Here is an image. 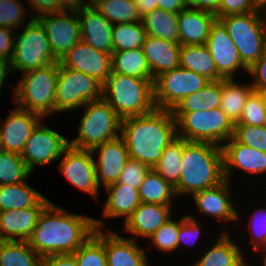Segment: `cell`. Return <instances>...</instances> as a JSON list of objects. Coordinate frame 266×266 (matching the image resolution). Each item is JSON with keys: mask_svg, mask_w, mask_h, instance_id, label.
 <instances>
[{"mask_svg": "<svg viewBox=\"0 0 266 266\" xmlns=\"http://www.w3.org/2000/svg\"><path fill=\"white\" fill-rule=\"evenodd\" d=\"M173 117L176 120L177 136L190 142H208L222 146L221 142L228 141L234 134L235 124L220 107L173 113Z\"/></svg>", "mask_w": 266, "mask_h": 266, "instance_id": "8992f818", "label": "cell"}, {"mask_svg": "<svg viewBox=\"0 0 266 266\" xmlns=\"http://www.w3.org/2000/svg\"><path fill=\"white\" fill-rule=\"evenodd\" d=\"M171 207L141 202L124 222V229L135 236L149 239L161 225L170 219Z\"/></svg>", "mask_w": 266, "mask_h": 266, "instance_id": "d4e9b609", "label": "cell"}, {"mask_svg": "<svg viewBox=\"0 0 266 266\" xmlns=\"http://www.w3.org/2000/svg\"><path fill=\"white\" fill-rule=\"evenodd\" d=\"M263 252H264V253H263V254H264V255H263V256H264V258H263V266H266V253H265V252H266V249L263 250Z\"/></svg>", "mask_w": 266, "mask_h": 266, "instance_id": "003e7915", "label": "cell"}, {"mask_svg": "<svg viewBox=\"0 0 266 266\" xmlns=\"http://www.w3.org/2000/svg\"><path fill=\"white\" fill-rule=\"evenodd\" d=\"M41 118L43 117L39 114L17 107L10 112L5 122L0 120L3 123L0 124V134L4 150L21 155L24 145Z\"/></svg>", "mask_w": 266, "mask_h": 266, "instance_id": "e0dca14e", "label": "cell"}, {"mask_svg": "<svg viewBox=\"0 0 266 266\" xmlns=\"http://www.w3.org/2000/svg\"><path fill=\"white\" fill-rule=\"evenodd\" d=\"M188 141L182 137L176 136L163 150V153L152 168L165 181L169 182L175 187L180 179L181 174V160L184 145Z\"/></svg>", "mask_w": 266, "mask_h": 266, "instance_id": "e575fe53", "label": "cell"}, {"mask_svg": "<svg viewBox=\"0 0 266 266\" xmlns=\"http://www.w3.org/2000/svg\"><path fill=\"white\" fill-rule=\"evenodd\" d=\"M89 6H94L97 3V0H88Z\"/></svg>", "mask_w": 266, "mask_h": 266, "instance_id": "03108f58", "label": "cell"}, {"mask_svg": "<svg viewBox=\"0 0 266 266\" xmlns=\"http://www.w3.org/2000/svg\"><path fill=\"white\" fill-rule=\"evenodd\" d=\"M14 44V54L10 60L12 70L24 73L58 62L43 27L36 19H31L21 34L14 35Z\"/></svg>", "mask_w": 266, "mask_h": 266, "instance_id": "9c48e42d", "label": "cell"}, {"mask_svg": "<svg viewBox=\"0 0 266 266\" xmlns=\"http://www.w3.org/2000/svg\"><path fill=\"white\" fill-rule=\"evenodd\" d=\"M146 36L142 21L114 24L112 28L113 52L142 48Z\"/></svg>", "mask_w": 266, "mask_h": 266, "instance_id": "74e56055", "label": "cell"}, {"mask_svg": "<svg viewBox=\"0 0 266 266\" xmlns=\"http://www.w3.org/2000/svg\"><path fill=\"white\" fill-rule=\"evenodd\" d=\"M81 41L96 50L112 54L113 25L93 6L77 11Z\"/></svg>", "mask_w": 266, "mask_h": 266, "instance_id": "ffe728a7", "label": "cell"}, {"mask_svg": "<svg viewBox=\"0 0 266 266\" xmlns=\"http://www.w3.org/2000/svg\"><path fill=\"white\" fill-rule=\"evenodd\" d=\"M254 214V215H253ZM251 216V220L248 223L251 233V241L253 249L265 250L266 249V209L259 208ZM259 214V215H258ZM261 214V215H260ZM262 219V220H261ZM264 247V248H263Z\"/></svg>", "mask_w": 266, "mask_h": 266, "instance_id": "7dc6e473", "label": "cell"}, {"mask_svg": "<svg viewBox=\"0 0 266 266\" xmlns=\"http://www.w3.org/2000/svg\"><path fill=\"white\" fill-rule=\"evenodd\" d=\"M102 97L122 120L156 109L153 79L111 73L103 84Z\"/></svg>", "mask_w": 266, "mask_h": 266, "instance_id": "277c9868", "label": "cell"}, {"mask_svg": "<svg viewBox=\"0 0 266 266\" xmlns=\"http://www.w3.org/2000/svg\"><path fill=\"white\" fill-rule=\"evenodd\" d=\"M103 85L94 77L64 67L59 62L55 91V113L78 109L90 101L102 98Z\"/></svg>", "mask_w": 266, "mask_h": 266, "instance_id": "30bf717a", "label": "cell"}, {"mask_svg": "<svg viewBox=\"0 0 266 266\" xmlns=\"http://www.w3.org/2000/svg\"><path fill=\"white\" fill-rule=\"evenodd\" d=\"M63 11H79L89 6L88 0H58Z\"/></svg>", "mask_w": 266, "mask_h": 266, "instance_id": "9f6ffc18", "label": "cell"}, {"mask_svg": "<svg viewBox=\"0 0 266 266\" xmlns=\"http://www.w3.org/2000/svg\"><path fill=\"white\" fill-rule=\"evenodd\" d=\"M158 8L173 13H179L180 11L187 8L184 0H157Z\"/></svg>", "mask_w": 266, "mask_h": 266, "instance_id": "11a10c76", "label": "cell"}, {"mask_svg": "<svg viewBox=\"0 0 266 266\" xmlns=\"http://www.w3.org/2000/svg\"><path fill=\"white\" fill-rule=\"evenodd\" d=\"M266 106L259 92L253 91L246 100L242 115L235 125H264Z\"/></svg>", "mask_w": 266, "mask_h": 266, "instance_id": "b9f144b4", "label": "cell"}, {"mask_svg": "<svg viewBox=\"0 0 266 266\" xmlns=\"http://www.w3.org/2000/svg\"><path fill=\"white\" fill-rule=\"evenodd\" d=\"M248 74L255 78L254 83H251L254 91L266 88V52L248 69Z\"/></svg>", "mask_w": 266, "mask_h": 266, "instance_id": "f907efd6", "label": "cell"}, {"mask_svg": "<svg viewBox=\"0 0 266 266\" xmlns=\"http://www.w3.org/2000/svg\"><path fill=\"white\" fill-rule=\"evenodd\" d=\"M260 93V95L262 96L263 98V101L265 103V106H266V88L265 89H261L258 91Z\"/></svg>", "mask_w": 266, "mask_h": 266, "instance_id": "6125c7cd", "label": "cell"}, {"mask_svg": "<svg viewBox=\"0 0 266 266\" xmlns=\"http://www.w3.org/2000/svg\"><path fill=\"white\" fill-rule=\"evenodd\" d=\"M233 138L244 145L266 152V127L235 125Z\"/></svg>", "mask_w": 266, "mask_h": 266, "instance_id": "7bdbcfd3", "label": "cell"}, {"mask_svg": "<svg viewBox=\"0 0 266 266\" xmlns=\"http://www.w3.org/2000/svg\"><path fill=\"white\" fill-rule=\"evenodd\" d=\"M210 81L182 67L163 73L154 80L156 108L173 110L186 96L205 87Z\"/></svg>", "mask_w": 266, "mask_h": 266, "instance_id": "8fae6325", "label": "cell"}, {"mask_svg": "<svg viewBox=\"0 0 266 266\" xmlns=\"http://www.w3.org/2000/svg\"><path fill=\"white\" fill-rule=\"evenodd\" d=\"M187 7L201 10V0H184Z\"/></svg>", "mask_w": 266, "mask_h": 266, "instance_id": "94428289", "label": "cell"}, {"mask_svg": "<svg viewBox=\"0 0 266 266\" xmlns=\"http://www.w3.org/2000/svg\"><path fill=\"white\" fill-rule=\"evenodd\" d=\"M219 0H201V11L214 14L217 17Z\"/></svg>", "mask_w": 266, "mask_h": 266, "instance_id": "91938a15", "label": "cell"}, {"mask_svg": "<svg viewBox=\"0 0 266 266\" xmlns=\"http://www.w3.org/2000/svg\"><path fill=\"white\" fill-rule=\"evenodd\" d=\"M68 146L69 139L40 122L24 145L21 157L33 172L36 165L43 166L61 158Z\"/></svg>", "mask_w": 266, "mask_h": 266, "instance_id": "4fadbf2b", "label": "cell"}, {"mask_svg": "<svg viewBox=\"0 0 266 266\" xmlns=\"http://www.w3.org/2000/svg\"><path fill=\"white\" fill-rule=\"evenodd\" d=\"M49 203L50 200L30 187L26 181L0 185V212L28 207H46Z\"/></svg>", "mask_w": 266, "mask_h": 266, "instance_id": "83f0119b", "label": "cell"}, {"mask_svg": "<svg viewBox=\"0 0 266 266\" xmlns=\"http://www.w3.org/2000/svg\"><path fill=\"white\" fill-rule=\"evenodd\" d=\"M234 79H222L220 108L236 124L243 112L249 95L254 91L252 84L240 85Z\"/></svg>", "mask_w": 266, "mask_h": 266, "instance_id": "d6a6232c", "label": "cell"}, {"mask_svg": "<svg viewBox=\"0 0 266 266\" xmlns=\"http://www.w3.org/2000/svg\"><path fill=\"white\" fill-rule=\"evenodd\" d=\"M240 248L226 231L193 266H248Z\"/></svg>", "mask_w": 266, "mask_h": 266, "instance_id": "f546056e", "label": "cell"}, {"mask_svg": "<svg viewBox=\"0 0 266 266\" xmlns=\"http://www.w3.org/2000/svg\"><path fill=\"white\" fill-rule=\"evenodd\" d=\"M63 154L64 157L58 166L59 171L73 186L94 198L98 197L100 187L92 151L68 146Z\"/></svg>", "mask_w": 266, "mask_h": 266, "instance_id": "5bb4252c", "label": "cell"}, {"mask_svg": "<svg viewBox=\"0 0 266 266\" xmlns=\"http://www.w3.org/2000/svg\"><path fill=\"white\" fill-rule=\"evenodd\" d=\"M223 173L226 180H231L233 167L249 173L266 172V152L237 142L233 137L222 144Z\"/></svg>", "mask_w": 266, "mask_h": 266, "instance_id": "d6986e66", "label": "cell"}, {"mask_svg": "<svg viewBox=\"0 0 266 266\" xmlns=\"http://www.w3.org/2000/svg\"><path fill=\"white\" fill-rule=\"evenodd\" d=\"M91 151L94 155L99 152L98 161L95 162L99 187L100 183H103L104 188L116 183L126 161L129 159L128 149L123 138L118 136L96 146Z\"/></svg>", "mask_w": 266, "mask_h": 266, "instance_id": "ac0fdd59", "label": "cell"}, {"mask_svg": "<svg viewBox=\"0 0 266 266\" xmlns=\"http://www.w3.org/2000/svg\"><path fill=\"white\" fill-rule=\"evenodd\" d=\"M134 2L141 18L158 8L157 0H134Z\"/></svg>", "mask_w": 266, "mask_h": 266, "instance_id": "6f0895ef", "label": "cell"}, {"mask_svg": "<svg viewBox=\"0 0 266 266\" xmlns=\"http://www.w3.org/2000/svg\"><path fill=\"white\" fill-rule=\"evenodd\" d=\"M40 259L28 241L0 240V266H39Z\"/></svg>", "mask_w": 266, "mask_h": 266, "instance_id": "8d00e7d4", "label": "cell"}, {"mask_svg": "<svg viewBox=\"0 0 266 266\" xmlns=\"http://www.w3.org/2000/svg\"><path fill=\"white\" fill-rule=\"evenodd\" d=\"M59 61L44 68L24 72L19 85L13 87L17 107L46 118L55 113V91Z\"/></svg>", "mask_w": 266, "mask_h": 266, "instance_id": "5b68a950", "label": "cell"}, {"mask_svg": "<svg viewBox=\"0 0 266 266\" xmlns=\"http://www.w3.org/2000/svg\"><path fill=\"white\" fill-rule=\"evenodd\" d=\"M205 45L214 60L217 72L224 79H234V72L239 68L248 72V68L242 63L235 43L220 19L216 18L212 23Z\"/></svg>", "mask_w": 266, "mask_h": 266, "instance_id": "9a60e30c", "label": "cell"}, {"mask_svg": "<svg viewBox=\"0 0 266 266\" xmlns=\"http://www.w3.org/2000/svg\"><path fill=\"white\" fill-rule=\"evenodd\" d=\"M260 11L229 14L219 19L236 45L242 63L249 69L266 52V17ZM266 16V11L264 13Z\"/></svg>", "mask_w": 266, "mask_h": 266, "instance_id": "ba28073f", "label": "cell"}, {"mask_svg": "<svg viewBox=\"0 0 266 266\" xmlns=\"http://www.w3.org/2000/svg\"><path fill=\"white\" fill-rule=\"evenodd\" d=\"M107 233V234H106ZM105 233L107 266H147V259L134 238L126 239L108 230Z\"/></svg>", "mask_w": 266, "mask_h": 266, "instance_id": "484cf974", "label": "cell"}, {"mask_svg": "<svg viewBox=\"0 0 266 266\" xmlns=\"http://www.w3.org/2000/svg\"><path fill=\"white\" fill-rule=\"evenodd\" d=\"M4 150V146H3V142H2V139H1V134H0V153H2Z\"/></svg>", "mask_w": 266, "mask_h": 266, "instance_id": "e7e4bbea", "label": "cell"}, {"mask_svg": "<svg viewBox=\"0 0 266 266\" xmlns=\"http://www.w3.org/2000/svg\"><path fill=\"white\" fill-rule=\"evenodd\" d=\"M221 95L222 79L218 81H210L205 87L181 100L172 110V113H187L219 108Z\"/></svg>", "mask_w": 266, "mask_h": 266, "instance_id": "4dcf8cb0", "label": "cell"}, {"mask_svg": "<svg viewBox=\"0 0 266 266\" xmlns=\"http://www.w3.org/2000/svg\"><path fill=\"white\" fill-rule=\"evenodd\" d=\"M93 7L112 25L142 21L134 0H101Z\"/></svg>", "mask_w": 266, "mask_h": 266, "instance_id": "f35d334b", "label": "cell"}, {"mask_svg": "<svg viewBox=\"0 0 266 266\" xmlns=\"http://www.w3.org/2000/svg\"><path fill=\"white\" fill-rule=\"evenodd\" d=\"M264 126L266 127V114H265V121H264Z\"/></svg>", "mask_w": 266, "mask_h": 266, "instance_id": "a7ac6f4b", "label": "cell"}, {"mask_svg": "<svg viewBox=\"0 0 266 266\" xmlns=\"http://www.w3.org/2000/svg\"><path fill=\"white\" fill-rule=\"evenodd\" d=\"M152 245L161 251L170 252L178 248V221L171 218L161 225L149 238Z\"/></svg>", "mask_w": 266, "mask_h": 266, "instance_id": "ee69618b", "label": "cell"}, {"mask_svg": "<svg viewBox=\"0 0 266 266\" xmlns=\"http://www.w3.org/2000/svg\"><path fill=\"white\" fill-rule=\"evenodd\" d=\"M26 12L19 0H0V27L19 28Z\"/></svg>", "mask_w": 266, "mask_h": 266, "instance_id": "f6af8a7d", "label": "cell"}, {"mask_svg": "<svg viewBox=\"0 0 266 266\" xmlns=\"http://www.w3.org/2000/svg\"><path fill=\"white\" fill-rule=\"evenodd\" d=\"M36 20L43 27L53 56L59 62L81 41L77 11H62L43 15Z\"/></svg>", "mask_w": 266, "mask_h": 266, "instance_id": "7c38bea8", "label": "cell"}, {"mask_svg": "<svg viewBox=\"0 0 266 266\" xmlns=\"http://www.w3.org/2000/svg\"><path fill=\"white\" fill-rule=\"evenodd\" d=\"M152 168L145 163L129 158L116 183L125 184L132 188L139 189L144 178Z\"/></svg>", "mask_w": 266, "mask_h": 266, "instance_id": "bcb514c9", "label": "cell"}, {"mask_svg": "<svg viewBox=\"0 0 266 266\" xmlns=\"http://www.w3.org/2000/svg\"><path fill=\"white\" fill-rule=\"evenodd\" d=\"M67 68L94 77L102 85L112 72L111 54L78 42L60 61Z\"/></svg>", "mask_w": 266, "mask_h": 266, "instance_id": "2e32d148", "label": "cell"}, {"mask_svg": "<svg viewBox=\"0 0 266 266\" xmlns=\"http://www.w3.org/2000/svg\"><path fill=\"white\" fill-rule=\"evenodd\" d=\"M195 218L192 215H185L178 221V247L183 241L186 244H192L200 237V227Z\"/></svg>", "mask_w": 266, "mask_h": 266, "instance_id": "681fc988", "label": "cell"}, {"mask_svg": "<svg viewBox=\"0 0 266 266\" xmlns=\"http://www.w3.org/2000/svg\"><path fill=\"white\" fill-rule=\"evenodd\" d=\"M39 266H78V263L73 254H61L41 257Z\"/></svg>", "mask_w": 266, "mask_h": 266, "instance_id": "db71d44e", "label": "cell"}, {"mask_svg": "<svg viewBox=\"0 0 266 266\" xmlns=\"http://www.w3.org/2000/svg\"><path fill=\"white\" fill-rule=\"evenodd\" d=\"M45 207L4 210L0 212V240L28 241Z\"/></svg>", "mask_w": 266, "mask_h": 266, "instance_id": "44dd1931", "label": "cell"}, {"mask_svg": "<svg viewBox=\"0 0 266 266\" xmlns=\"http://www.w3.org/2000/svg\"><path fill=\"white\" fill-rule=\"evenodd\" d=\"M120 134L129 158L153 168L163 150L177 136L176 120L172 110L156 108L150 113L123 119Z\"/></svg>", "mask_w": 266, "mask_h": 266, "instance_id": "7a4b0ae2", "label": "cell"}, {"mask_svg": "<svg viewBox=\"0 0 266 266\" xmlns=\"http://www.w3.org/2000/svg\"><path fill=\"white\" fill-rule=\"evenodd\" d=\"M78 266H107L105 233L95 229L94 234L74 253Z\"/></svg>", "mask_w": 266, "mask_h": 266, "instance_id": "ab89813d", "label": "cell"}, {"mask_svg": "<svg viewBox=\"0 0 266 266\" xmlns=\"http://www.w3.org/2000/svg\"><path fill=\"white\" fill-rule=\"evenodd\" d=\"M180 67L204 76L209 81L224 79L218 72L206 45H183L180 50Z\"/></svg>", "mask_w": 266, "mask_h": 266, "instance_id": "f1b7e54d", "label": "cell"}, {"mask_svg": "<svg viewBox=\"0 0 266 266\" xmlns=\"http://www.w3.org/2000/svg\"><path fill=\"white\" fill-rule=\"evenodd\" d=\"M31 8H33L36 14L32 19H37L43 15L54 14L62 12L63 10L59 6L58 0H28Z\"/></svg>", "mask_w": 266, "mask_h": 266, "instance_id": "816d5d0a", "label": "cell"}, {"mask_svg": "<svg viewBox=\"0 0 266 266\" xmlns=\"http://www.w3.org/2000/svg\"><path fill=\"white\" fill-rule=\"evenodd\" d=\"M103 221L67 213L50 202L39 215L30 246L41 256L73 254Z\"/></svg>", "mask_w": 266, "mask_h": 266, "instance_id": "6da1fadb", "label": "cell"}, {"mask_svg": "<svg viewBox=\"0 0 266 266\" xmlns=\"http://www.w3.org/2000/svg\"><path fill=\"white\" fill-rule=\"evenodd\" d=\"M181 174L174 187L176 195L194 194L219 185L225 180L221 146L188 141L183 148Z\"/></svg>", "mask_w": 266, "mask_h": 266, "instance_id": "3957f363", "label": "cell"}, {"mask_svg": "<svg viewBox=\"0 0 266 266\" xmlns=\"http://www.w3.org/2000/svg\"><path fill=\"white\" fill-rule=\"evenodd\" d=\"M260 10L266 11L257 4L256 0H219L217 18L229 14H244Z\"/></svg>", "mask_w": 266, "mask_h": 266, "instance_id": "c3c4849f", "label": "cell"}, {"mask_svg": "<svg viewBox=\"0 0 266 266\" xmlns=\"http://www.w3.org/2000/svg\"><path fill=\"white\" fill-rule=\"evenodd\" d=\"M10 70H12L10 59L0 57V91Z\"/></svg>", "mask_w": 266, "mask_h": 266, "instance_id": "680465c9", "label": "cell"}, {"mask_svg": "<svg viewBox=\"0 0 266 266\" xmlns=\"http://www.w3.org/2000/svg\"><path fill=\"white\" fill-rule=\"evenodd\" d=\"M229 182L225 179L215 187L194 193L192 196L199 210L224 221H237L239 215L232 203Z\"/></svg>", "mask_w": 266, "mask_h": 266, "instance_id": "603a6c76", "label": "cell"}, {"mask_svg": "<svg viewBox=\"0 0 266 266\" xmlns=\"http://www.w3.org/2000/svg\"><path fill=\"white\" fill-rule=\"evenodd\" d=\"M112 72L141 79H153L142 48L112 52Z\"/></svg>", "mask_w": 266, "mask_h": 266, "instance_id": "836d02e7", "label": "cell"}, {"mask_svg": "<svg viewBox=\"0 0 266 266\" xmlns=\"http://www.w3.org/2000/svg\"><path fill=\"white\" fill-rule=\"evenodd\" d=\"M32 172L20 154L0 153V185H11L26 181Z\"/></svg>", "mask_w": 266, "mask_h": 266, "instance_id": "60d3db41", "label": "cell"}, {"mask_svg": "<svg viewBox=\"0 0 266 266\" xmlns=\"http://www.w3.org/2000/svg\"><path fill=\"white\" fill-rule=\"evenodd\" d=\"M85 111L80 120L77 138L69 146L92 150L98 145L120 136L122 119L102 97L84 104Z\"/></svg>", "mask_w": 266, "mask_h": 266, "instance_id": "52a82bcc", "label": "cell"}, {"mask_svg": "<svg viewBox=\"0 0 266 266\" xmlns=\"http://www.w3.org/2000/svg\"><path fill=\"white\" fill-rule=\"evenodd\" d=\"M147 36L179 43L178 13L154 9L142 17Z\"/></svg>", "mask_w": 266, "mask_h": 266, "instance_id": "1f68e13d", "label": "cell"}, {"mask_svg": "<svg viewBox=\"0 0 266 266\" xmlns=\"http://www.w3.org/2000/svg\"><path fill=\"white\" fill-rule=\"evenodd\" d=\"M217 17L209 12L187 7L178 13L179 43L203 45L210 34L211 25Z\"/></svg>", "mask_w": 266, "mask_h": 266, "instance_id": "cb8c5ba5", "label": "cell"}, {"mask_svg": "<svg viewBox=\"0 0 266 266\" xmlns=\"http://www.w3.org/2000/svg\"><path fill=\"white\" fill-rule=\"evenodd\" d=\"M12 33L13 29L0 27V57L10 60L14 54L15 48L14 37L12 36Z\"/></svg>", "mask_w": 266, "mask_h": 266, "instance_id": "f5cc1de1", "label": "cell"}, {"mask_svg": "<svg viewBox=\"0 0 266 266\" xmlns=\"http://www.w3.org/2000/svg\"><path fill=\"white\" fill-rule=\"evenodd\" d=\"M108 198L103 207V216L106 218L125 217V221L141 204L139 191L125 184H110L107 187Z\"/></svg>", "mask_w": 266, "mask_h": 266, "instance_id": "4316f807", "label": "cell"}, {"mask_svg": "<svg viewBox=\"0 0 266 266\" xmlns=\"http://www.w3.org/2000/svg\"><path fill=\"white\" fill-rule=\"evenodd\" d=\"M142 50L150 67L153 81L163 73L180 66V43L146 36Z\"/></svg>", "mask_w": 266, "mask_h": 266, "instance_id": "7402d4cb", "label": "cell"}, {"mask_svg": "<svg viewBox=\"0 0 266 266\" xmlns=\"http://www.w3.org/2000/svg\"><path fill=\"white\" fill-rule=\"evenodd\" d=\"M256 2L261 8L266 9V0H256Z\"/></svg>", "mask_w": 266, "mask_h": 266, "instance_id": "be15d7a7", "label": "cell"}, {"mask_svg": "<svg viewBox=\"0 0 266 266\" xmlns=\"http://www.w3.org/2000/svg\"><path fill=\"white\" fill-rule=\"evenodd\" d=\"M138 191L140 201L150 204L171 206L172 198L177 196L175 188L153 169L148 172Z\"/></svg>", "mask_w": 266, "mask_h": 266, "instance_id": "d590c367", "label": "cell"}]
</instances>
